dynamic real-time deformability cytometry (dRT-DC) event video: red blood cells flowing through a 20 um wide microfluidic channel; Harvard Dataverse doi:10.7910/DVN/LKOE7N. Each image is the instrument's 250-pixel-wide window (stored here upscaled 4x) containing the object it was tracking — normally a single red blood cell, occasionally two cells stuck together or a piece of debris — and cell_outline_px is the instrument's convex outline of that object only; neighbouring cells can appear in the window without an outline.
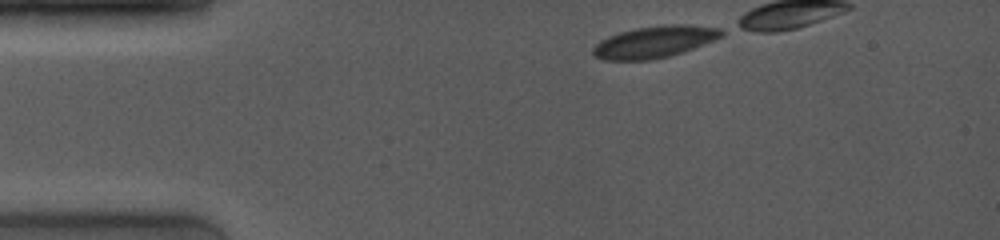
{"species": "common noctule bat (a hibernating species)", "species_latin": "Nyctalus noctula", "temperature_condition": "room temperature", "stored_images_in_passage": 19, "camera_frame_rate_fps": 4000, "um_per_image_px": 0.085, "animal": {"sex": "female", "body_mass_g": 19.0, "forearm_length_mm": 53.3}, "frame": {"image": 1, "passage_image": 1, "time_ms": 0.0, "image_size_px": [1000, 240], "cell_outline_px": [[724, 36], [692, 48], [668, 56], [652, 60], [604, 60], [596, 56], [592, 52], [592, 48], [600, 40], [608, 36], [620, 32], [636, 28], [668, 24], [684, 24], [720, 28], [724, 32]], "centroid_in_image_um": [55.61, 3.55], "position_along_channel_um": 29.4, "area_um2": 23.58}}
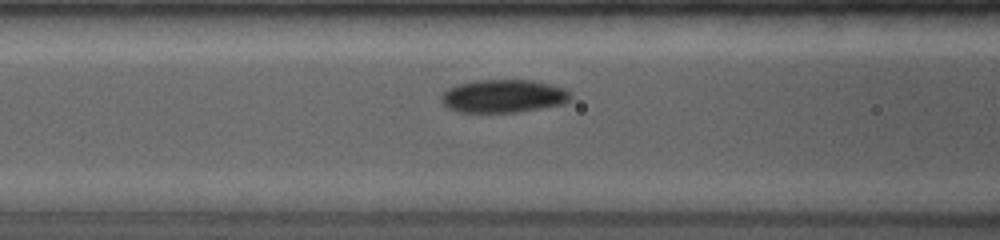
{"frame": {"image": 2, "passage_image": 17, "time_ms": 3.75, "image_size_px": [1000, 240], "cell_outline_px": [[572, 96], [564, 104], [516, 112], [460, 112], [448, 108], [440, 100], [444, 92], [448, 88], [460, 84], [476, 80], [532, 80], [564, 88]], "centroid_in_image_um": [42.78, 8.17], "position_along_channel_um": 123.8, "area_um2": 24.68}}